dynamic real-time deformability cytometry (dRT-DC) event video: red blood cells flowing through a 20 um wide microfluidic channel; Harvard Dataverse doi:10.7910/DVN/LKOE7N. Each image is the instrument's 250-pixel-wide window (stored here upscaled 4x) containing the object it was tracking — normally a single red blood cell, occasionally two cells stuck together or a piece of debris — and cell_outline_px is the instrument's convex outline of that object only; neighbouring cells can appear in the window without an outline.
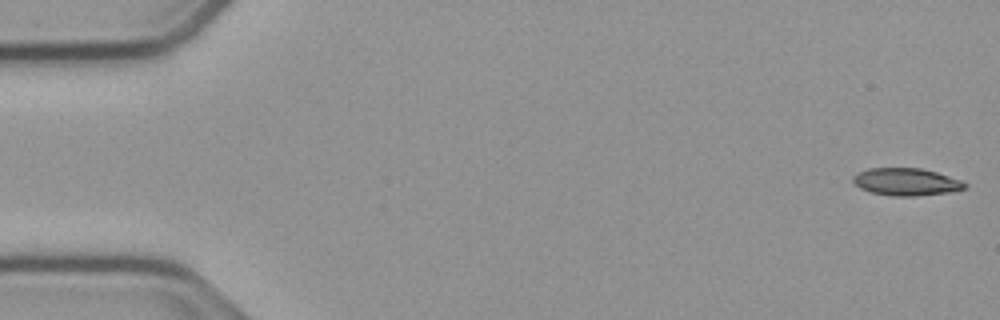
{"species": "common noctule bat (a hibernating species)", "species_latin": "Nyctalus noctula", "temperature_condition": "cold", "stored_images_in_passage": 13, "camera_frame_rate_fps": 3000, "um_per_image_px": 0.085, "animal": {"sex": "male", "body_mass_g": 23.1, "forearm_length_mm": 52.7}, "frame": {"image": 1, "passage_image": 1, "time_ms": 0.0, "image_size_px": [1000, 320], "cell_outline_px": [[968, 184], [964, 188], [948, 192], [916, 196], [896, 196], [872, 192], [860, 188], [852, 180], [852, 176], [856, 172], [868, 168], [920, 168], [936, 172], [960, 180]], "centroid_in_image_um": [76.99, 15.44], "position_along_channel_um": 8.0, "area_um2": 17.69}}